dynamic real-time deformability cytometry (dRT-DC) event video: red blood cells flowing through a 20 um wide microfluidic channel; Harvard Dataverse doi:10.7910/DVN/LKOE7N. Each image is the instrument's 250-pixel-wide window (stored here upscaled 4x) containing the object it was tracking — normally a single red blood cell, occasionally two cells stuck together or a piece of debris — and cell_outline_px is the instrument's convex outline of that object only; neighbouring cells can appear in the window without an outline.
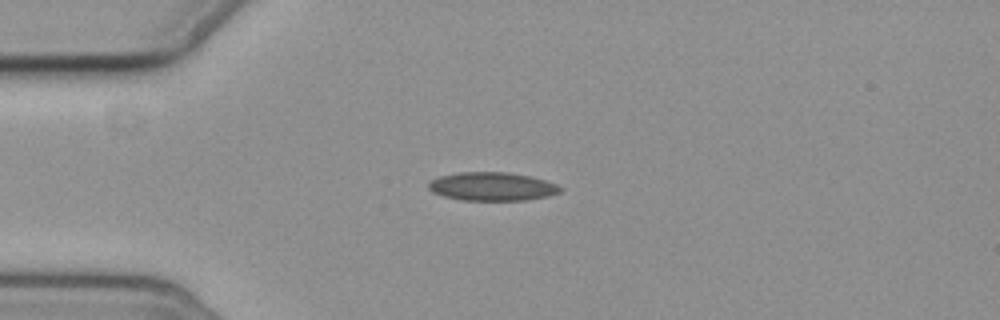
{"species": "common noctule bat (a hibernating species)", "species_latin": "Nyctalus noctula", "temperature_condition": "cold", "stored_images_in_passage": 3, "camera_frame_rate_fps": 3000, "um_per_image_px": 0.085, "animal": {"sex": "female", "body_mass_g": 19.3, "forearm_length_mm": 54.1}, "frame": {"image": 1, "passage_image": 3, "time_ms": 2.667, "image_size_px": [1000, 320], "cell_outline_px": [[564, 188], [560, 192], [548, 196], [524, 200], [464, 200], [444, 196], [432, 192], [428, 188], [428, 184], [432, 180], [440, 176], [456, 172], [508, 172], [532, 176], [556, 184]], "centroid_in_image_um": [41.84, 15.84], "position_along_channel_um": 43.2, "area_um2": 21.85}}